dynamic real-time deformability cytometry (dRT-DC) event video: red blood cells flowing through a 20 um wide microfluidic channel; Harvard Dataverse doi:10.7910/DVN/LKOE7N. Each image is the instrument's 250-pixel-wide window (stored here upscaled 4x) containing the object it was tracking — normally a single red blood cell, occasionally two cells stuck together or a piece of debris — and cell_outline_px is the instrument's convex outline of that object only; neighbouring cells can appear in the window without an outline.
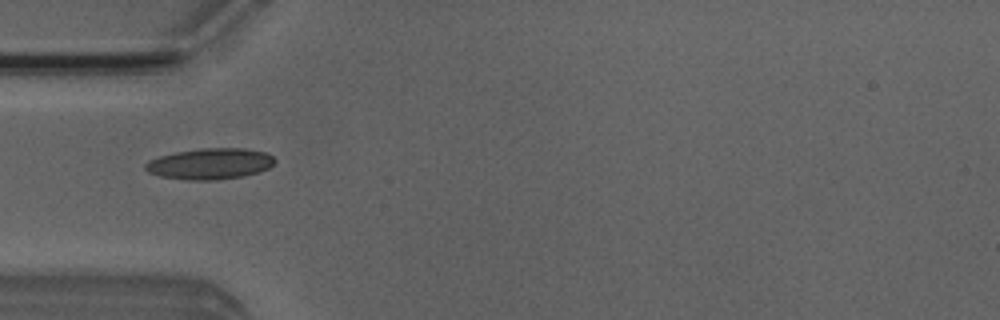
{"species": "Egyptian fruit bat (a non-hibernating species)", "species_latin": "Rousettus aegyptiacus", "temperature_condition": "room temperature", "stored_images_in_passage": 2, "camera_frame_rate_fps": 3000, "um_per_image_px": 0.085, "animal": {"sex": "male"}, "frame": {"image": 1, "passage_image": 2, "time_ms": 1.333, "image_size_px": [1000, 320], "cell_outline_px": [[276, 160], [268, 168], [244, 176], [216, 180], [188, 180], [160, 176], [148, 172], [144, 168], [144, 164], [148, 160], [160, 156], [176, 152], [200, 148], [244, 148], [264, 152], [272, 156]], "centroid_in_image_um": [17.82, 13.92], "position_along_channel_um": 67.2, "area_um2": 23.35}}